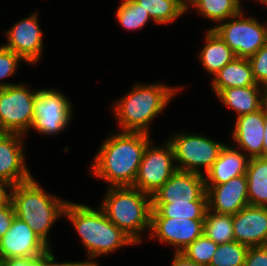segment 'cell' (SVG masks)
I'll use <instances>...</instances> for the list:
<instances>
[{
    "label": "cell",
    "mask_w": 267,
    "mask_h": 266,
    "mask_svg": "<svg viewBox=\"0 0 267 266\" xmlns=\"http://www.w3.org/2000/svg\"><path fill=\"white\" fill-rule=\"evenodd\" d=\"M150 138L142 132L111 134L91 162L92 175L107 182L108 187L133 186Z\"/></svg>",
    "instance_id": "6da1fadb"
},
{
    "label": "cell",
    "mask_w": 267,
    "mask_h": 266,
    "mask_svg": "<svg viewBox=\"0 0 267 266\" xmlns=\"http://www.w3.org/2000/svg\"><path fill=\"white\" fill-rule=\"evenodd\" d=\"M181 87L164 83L136 84L125 96L113 104V112L123 132L150 134L151 121L162 114Z\"/></svg>",
    "instance_id": "7a4b0ae2"
},
{
    "label": "cell",
    "mask_w": 267,
    "mask_h": 266,
    "mask_svg": "<svg viewBox=\"0 0 267 266\" xmlns=\"http://www.w3.org/2000/svg\"><path fill=\"white\" fill-rule=\"evenodd\" d=\"M64 216H67L66 218L77 230L81 242L87 249L90 263H97L93 259L98 256L108 255L121 247L136 244L106 217L100 207L93 209L84 204L68 201Z\"/></svg>",
    "instance_id": "3957f363"
},
{
    "label": "cell",
    "mask_w": 267,
    "mask_h": 266,
    "mask_svg": "<svg viewBox=\"0 0 267 266\" xmlns=\"http://www.w3.org/2000/svg\"><path fill=\"white\" fill-rule=\"evenodd\" d=\"M10 193L16 216L51 248L48 238L50 228L64 216L68 201L48 194L34 178L14 185Z\"/></svg>",
    "instance_id": "277c9868"
},
{
    "label": "cell",
    "mask_w": 267,
    "mask_h": 266,
    "mask_svg": "<svg viewBox=\"0 0 267 266\" xmlns=\"http://www.w3.org/2000/svg\"><path fill=\"white\" fill-rule=\"evenodd\" d=\"M107 188L100 208L116 227L139 244L143 231H150L151 195L133 186Z\"/></svg>",
    "instance_id": "5b68a950"
},
{
    "label": "cell",
    "mask_w": 267,
    "mask_h": 266,
    "mask_svg": "<svg viewBox=\"0 0 267 266\" xmlns=\"http://www.w3.org/2000/svg\"><path fill=\"white\" fill-rule=\"evenodd\" d=\"M227 20L209 29L224 40L236 57L249 58L267 43V22L262 25L256 18L245 17L244 10Z\"/></svg>",
    "instance_id": "8992f818"
},
{
    "label": "cell",
    "mask_w": 267,
    "mask_h": 266,
    "mask_svg": "<svg viewBox=\"0 0 267 266\" xmlns=\"http://www.w3.org/2000/svg\"><path fill=\"white\" fill-rule=\"evenodd\" d=\"M37 94L22 83L0 89V133L25 136L33 124Z\"/></svg>",
    "instance_id": "52a82bcc"
},
{
    "label": "cell",
    "mask_w": 267,
    "mask_h": 266,
    "mask_svg": "<svg viewBox=\"0 0 267 266\" xmlns=\"http://www.w3.org/2000/svg\"><path fill=\"white\" fill-rule=\"evenodd\" d=\"M168 141L174 151L177 170L199 174H204L201 167L206 174L225 145L196 133L174 134Z\"/></svg>",
    "instance_id": "ba28073f"
},
{
    "label": "cell",
    "mask_w": 267,
    "mask_h": 266,
    "mask_svg": "<svg viewBox=\"0 0 267 266\" xmlns=\"http://www.w3.org/2000/svg\"><path fill=\"white\" fill-rule=\"evenodd\" d=\"M150 141L145 148L133 187L152 195L176 171L174 151L167 140L163 146H152ZM174 164V165H173Z\"/></svg>",
    "instance_id": "9c48e42d"
},
{
    "label": "cell",
    "mask_w": 267,
    "mask_h": 266,
    "mask_svg": "<svg viewBox=\"0 0 267 266\" xmlns=\"http://www.w3.org/2000/svg\"><path fill=\"white\" fill-rule=\"evenodd\" d=\"M72 110L70 100L63 93L52 88L38 90L31 128L43 135H56L69 126Z\"/></svg>",
    "instance_id": "30bf717a"
},
{
    "label": "cell",
    "mask_w": 267,
    "mask_h": 266,
    "mask_svg": "<svg viewBox=\"0 0 267 266\" xmlns=\"http://www.w3.org/2000/svg\"><path fill=\"white\" fill-rule=\"evenodd\" d=\"M208 200L204 174L177 170L151 195L152 204L189 203Z\"/></svg>",
    "instance_id": "8fae6325"
},
{
    "label": "cell",
    "mask_w": 267,
    "mask_h": 266,
    "mask_svg": "<svg viewBox=\"0 0 267 266\" xmlns=\"http://www.w3.org/2000/svg\"><path fill=\"white\" fill-rule=\"evenodd\" d=\"M37 15L38 13L34 12L18 23H14L12 28L4 32L8 37V43L3 46L14 51L30 64H37L41 60L44 47L43 33Z\"/></svg>",
    "instance_id": "7c38bea8"
},
{
    "label": "cell",
    "mask_w": 267,
    "mask_h": 266,
    "mask_svg": "<svg viewBox=\"0 0 267 266\" xmlns=\"http://www.w3.org/2000/svg\"><path fill=\"white\" fill-rule=\"evenodd\" d=\"M48 248L25 221L15 216L10 229L0 239V260L36 259Z\"/></svg>",
    "instance_id": "4fadbf2b"
},
{
    "label": "cell",
    "mask_w": 267,
    "mask_h": 266,
    "mask_svg": "<svg viewBox=\"0 0 267 266\" xmlns=\"http://www.w3.org/2000/svg\"><path fill=\"white\" fill-rule=\"evenodd\" d=\"M204 220L151 218L150 237L161 243L173 245L175 253H181L187 246L203 235Z\"/></svg>",
    "instance_id": "5bb4252c"
},
{
    "label": "cell",
    "mask_w": 267,
    "mask_h": 266,
    "mask_svg": "<svg viewBox=\"0 0 267 266\" xmlns=\"http://www.w3.org/2000/svg\"><path fill=\"white\" fill-rule=\"evenodd\" d=\"M24 135L0 133V180L12 187L32 179L25 163Z\"/></svg>",
    "instance_id": "9a60e30c"
},
{
    "label": "cell",
    "mask_w": 267,
    "mask_h": 266,
    "mask_svg": "<svg viewBox=\"0 0 267 266\" xmlns=\"http://www.w3.org/2000/svg\"><path fill=\"white\" fill-rule=\"evenodd\" d=\"M206 191L208 209L218 214L234 215L249 205L246 174L213 187H206Z\"/></svg>",
    "instance_id": "2e32d148"
},
{
    "label": "cell",
    "mask_w": 267,
    "mask_h": 266,
    "mask_svg": "<svg viewBox=\"0 0 267 266\" xmlns=\"http://www.w3.org/2000/svg\"><path fill=\"white\" fill-rule=\"evenodd\" d=\"M232 220L234 241L247 247L267 245V207L245 206Z\"/></svg>",
    "instance_id": "e0dca14e"
},
{
    "label": "cell",
    "mask_w": 267,
    "mask_h": 266,
    "mask_svg": "<svg viewBox=\"0 0 267 266\" xmlns=\"http://www.w3.org/2000/svg\"><path fill=\"white\" fill-rule=\"evenodd\" d=\"M232 132V140L249 158L262 157L264 106L256 112L237 117Z\"/></svg>",
    "instance_id": "ac0fdd59"
},
{
    "label": "cell",
    "mask_w": 267,
    "mask_h": 266,
    "mask_svg": "<svg viewBox=\"0 0 267 266\" xmlns=\"http://www.w3.org/2000/svg\"><path fill=\"white\" fill-rule=\"evenodd\" d=\"M250 158L239 149L225 144L217 160L204 175L206 187H213L234 177L245 175Z\"/></svg>",
    "instance_id": "d6986e66"
},
{
    "label": "cell",
    "mask_w": 267,
    "mask_h": 266,
    "mask_svg": "<svg viewBox=\"0 0 267 266\" xmlns=\"http://www.w3.org/2000/svg\"><path fill=\"white\" fill-rule=\"evenodd\" d=\"M217 97L239 117L260 110L267 103V90L262 86L231 87L223 89Z\"/></svg>",
    "instance_id": "ffe728a7"
},
{
    "label": "cell",
    "mask_w": 267,
    "mask_h": 266,
    "mask_svg": "<svg viewBox=\"0 0 267 266\" xmlns=\"http://www.w3.org/2000/svg\"><path fill=\"white\" fill-rule=\"evenodd\" d=\"M211 90L216 96L226 88L260 86L253 76L248 58L237 57L223 66L211 79Z\"/></svg>",
    "instance_id": "44dd1931"
},
{
    "label": "cell",
    "mask_w": 267,
    "mask_h": 266,
    "mask_svg": "<svg viewBox=\"0 0 267 266\" xmlns=\"http://www.w3.org/2000/svg\"><path fill=\"white\" fill-rule=\"evenodd\" d=\"M206 31V43L201 49L198 59L206 72L214 76L223 66L237 57L235 52L213 29H208Z\"/></svg>",
    "instance_id": "7402d4cb"
},
{
    "label": "cell",
    "mask_w": 267,
    "mask_h": 266,
    "mask_svg": "<svg viewBox=\"0 0 267 266\" xmlns=\"http://www.w3.org/2000/svg\"><path fill=\"white\" fill-rule=\"evenodd\" d=\"M249 205L267 207V157H252L247 171Z\"/></svg>",
    "instance_id": "603a6c76"
},
{
    "label": "cell",
    "mask_w": 267,
    "mask_h": 266,
    "mask_svg": "<svg viewBox=\"0 0 267 266\" xmlns=\"http://www.w3.org/2000/svg\"><path fill=\"white\" fill-rule=\"evenodd\" d=\"M207 209L208 200H196L189 203L152 204L151 218L204 220Z\"/></svg>",
    "instance_id": "cb8c5ba5"
},
{
    "label": "cell",
    "mask_w": 267,
    "mask_h": 266,
    "mask_svg": "<svg viewBox=\"0 0 267 266\" xmlns=\"http://www.w3.org/2000/svg\"><path fill=\"white\" fill-rule=\"evenodd\" d=\"M158 24L173 23L185 14V0H135Z\"/></svg>",
    "instance_id": "d4e9b609"
},
{
    "label": "cell",
    "mask_w": 267,
    "mask_h": 266,
    "mask_svg": "<svg viewBox=\"0 0 267 266\" xmlns=\"http://www.w3.org/2000/svg\"><path fill=\"white\" fill-rule=\"evenodd\" d=\"M203 234L217 245L234 241L232 215L218 214L207 209Z\"/></svg>",
    "instance_id": "484cf974"
},
{
    "label": "cell",
    "mask_w": 267,
    "mask_h": 266,
    "mask_svg": "<svg viewBox=\"0 0 267 266\" xmlns=\"http://www.w3.org/2000/svg\"><path fill=\"white\" fill-rule=\"evenodd\" d=\"M193 7L217 25L242 10L241 0H199Z\"/></svg>",
    "instance_id": "4316f807"
},
{
    "label": "cell",
    "mask_w": 267,
    "mask_h": 266,
    "mask_svg": "<svg viewBox=\"0 0 267 266\" xmlns=\"http://www.w3.org/2000/svg\"><path fill=\"white\" fill-rule=\"evenodd\" d=\"M116 17L123 28L131 31L142 29L151 19L135 0H123L117 8Z\"/></svg>",
    "instance_id": "83f0119b"
},
{
    "label": "cell",
    "mask_w": 267,
    "mask_h": 266,
    "mask_svg": "<svg viewBox=\"0 0 267 266\" xmlns=\"http://www.w3.org/2000/svg\"><path fill=\"white\" fill-rule=\"evenodd\" d=\"M248 248L237 241L220 244L209 266H244Z\"/></svg>",
    "instance_id": "f1b7e54d"
},
{
    "label": "cell",
    "mask_w": 267,
    "mask_h": 266,
    "mask_svg": "<svg viewBox=\"0 0 267 266\" xmlns=\"http://www.w3.org/2000/svg\"><path fill=\"white\" fill-rule=\"evenodd\" d=\"M218 245L204 234L187 246L181 254L197 264L209 266Z\"/></svg>",
    "instance_id": "f546056e"
},
{
    "label": "cell",
    "mask_w": 267,
    "mask_h": 266,
    "mask_svg": "<svg viewBox=\"0 0 267 266\" xmlns=\"http://www.w3.org/2000/svg\"><path fill=\"white\" fill-rule=\"evenodd\" d=\"M20 61L26 62L21 56L16 54L14 51L5 48L3 45H0V80L14 75L18 68V63ZM11 85L15 84H9L0 81V89Z\"/></svg>",
    "instance_id": "4dcf8cb0"
},
{
    "label": "cell",
    "mask_w": 267,
    "mask_h": 266,
    "mask_svg": "<svg viewBox=\"0 0 267 266\" xmlns=\"http://www.w3.org/2000/svg\"><path fill=\"white\" fill-rule=\"evenodd\" d=\"M257 85L267 90V43L248 58Z\"/></svg>",
    "instance_id": "1f68e13d"
},
{
    "label": "cell",
    "mask_w": 267,
    "mask_h": 266,
    "mask_svg": "<svg viewBox=\"0 0 267 266\" xmlns=\"http://www.w3.org/2000/svg\"><path fill=\"white\" fill-rule=\"evenodd\" d=\"M244 266H267V245L249 247Z\"/></svg>",
    "instance_id": "d6a6232c"
},
{
    "label": "cell",
    "mask_w": 267,
    "mask_h": 266,
    "mask_svg": "<svg viewBox=\"0 0 267 266\" xmlns=\"http://www.w3.org/2000/svg\"><path fill=\"white\" fill-rule=\"evenodd\" d=\"M16 216L11 199L0 206V239L8 232Z\"/></svg>",
    "instance_id": "836d02e7"
},
{
    "label": "cell",
    "mask_w": 267,
    "mask_h": 266,
    "mask_svg": "<svg viewBox=\"0 0 267 266\" xmlns=\"http://www.w3.org/2000/svg\"><path fill=\"white\" fill-rule=\"evenodd\" d=\"M55 255L52 253L50 247L38 257L39 266H88L89 261L82 262H57Z\"/></svg>",
    "instance_id": "e575fe53"
},
{
    "label": "cell",
    "mask_w": 267,
    "mask_h": 266,
    "mask_svg": "<svg viewBox=\"0 0 267 266\" xmlns=\"http://www.w3.org/2000/svg\"><path fill=\"white\" fill-rule=\"evenodd\" d=\"M1 266H39L38 258L28 259V258H11L1 260Z\"/></svg>",
    "instance_id": "d590c367"
},
{
    "label": "cell",
    "mask_w": 267,
    "mask_h": 266,
    "mask_svg": "<svg viewBox=\"0 0 267 266\" xmlns=\"http://www.w3.org/2000/svg\"><path fill=\"white\" fill-rule=\"evenodd\" d=\"M11 188L8 182L0 180V206L5 205L11 199V193L7 191Z\"/></svg>",
    "instance_id": "8d00e7d4"
},
{
    "label": "cell",
    "mask_w": 267,
    "mask_h": 266,
    "mask_svg": "<svg viewBox=\"0 0 267 266\" xmlns=\"http://www.w3.org/2000/svg\"><path fill=\"white\" fill-rule=\"evenodd\" d=\"M173 262L171 266H204L188 260L183 254L175 253L173 255Z\"/></svg>",
    "instance_id": "74e56055"
},
{
    "label": "cell",
    "mask_w": 267,
    "mask_h": 266,
    "mask_svg": "<svg viewBox=\"0 0 267 266\" xmlns=\"http://www.w3.org/2000/svg\"><path fill=\"white\" fill-rule=\"evenodd\" d=\"M262 157H267V103L264 105V135Z\"/></svg>",
    "instance_id": "f35d334b"
},
{
    "label": "cell",
    "mask_w": 267,
    "mask_h": 266,
    "mask_svg": "<svg viewBox=\"0 0 267 266\" xmlns=\"http://www.w3.org/2000/svg\"><path fill=\"white\" fill-rule=\"evenodd\" d=\"M199 0H185V7L186 11L188 12L189 8L192 7L198 2Z\"/></svg>",
    "instance_id": "ab89813d"
},
{
    "label": "cell",
    "mask_w": 267,
    "mask_h": 266,
    "mask_svg": "<svg viewBox=\"0 0 267 266\" xmlns=\"http://www.w3.org/2000/svg\"><path fill=\"white\" fill-rule=\"evenodd\" d=\"M258 2L260 1L261 4L267 5V0H257Z\"/></svg>",
    "instance_id": "60d3db41"
},
{
    "label": "cell",
    "mask_w": 267,
    "mask_h": 266,
    "mask_svg": "<svg viewBox=\"0 0 267 266\" xmlns=\"http://www.w3.org/2000/svg\"><path fill=\"white\" fill-rule=\"evenodd\" d=\"M88 266H99L98 263H90Z\"/></svg>",
    "instance_id": "b9f144b4"
}]
</instances>
